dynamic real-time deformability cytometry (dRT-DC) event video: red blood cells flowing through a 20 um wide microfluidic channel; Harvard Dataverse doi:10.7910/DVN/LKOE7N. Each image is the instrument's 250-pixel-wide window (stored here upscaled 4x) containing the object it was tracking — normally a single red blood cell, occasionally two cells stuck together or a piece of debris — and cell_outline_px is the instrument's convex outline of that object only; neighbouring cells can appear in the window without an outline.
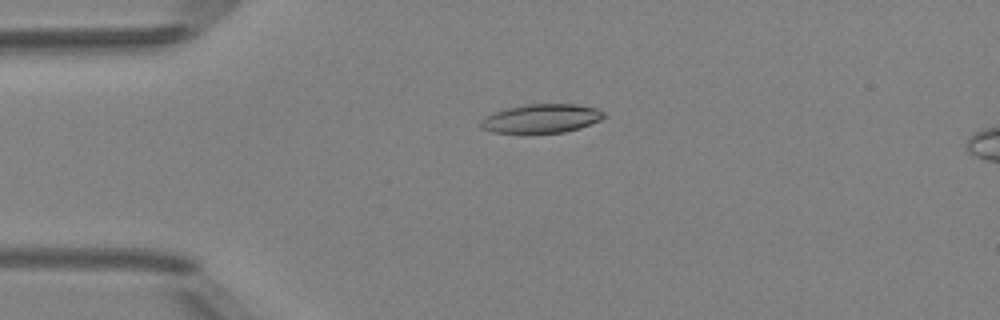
{"species": "Egyptian fruit bat (a non-hibernating species)", "species_latin": "Rousettus aegyptiacus", "temperature_condition": "room temperature", "stored_images_in_passage": 5, "camera_frame_rate_fps": 3000, "um_per_image_px": 0.085, "animal": {"sex": "female"}, "frame": {"image": 1, "passage_image": 3, "time_ms": 3.333, "image_size_px": [1000, 320], "cell_outline_px": [[608, 116], [600, 120], [580, 128], [564, 132], [492, 132], [480, 128], [480, 120], [484, 116], [492, 112], [504, 108], [528, 104], [576, 104], [596, 108], [604, 112]], "centroid_in_image_um": [46.0, 10.06], "position_along_channel_um": 39.0, "area_um2": 20.75}}